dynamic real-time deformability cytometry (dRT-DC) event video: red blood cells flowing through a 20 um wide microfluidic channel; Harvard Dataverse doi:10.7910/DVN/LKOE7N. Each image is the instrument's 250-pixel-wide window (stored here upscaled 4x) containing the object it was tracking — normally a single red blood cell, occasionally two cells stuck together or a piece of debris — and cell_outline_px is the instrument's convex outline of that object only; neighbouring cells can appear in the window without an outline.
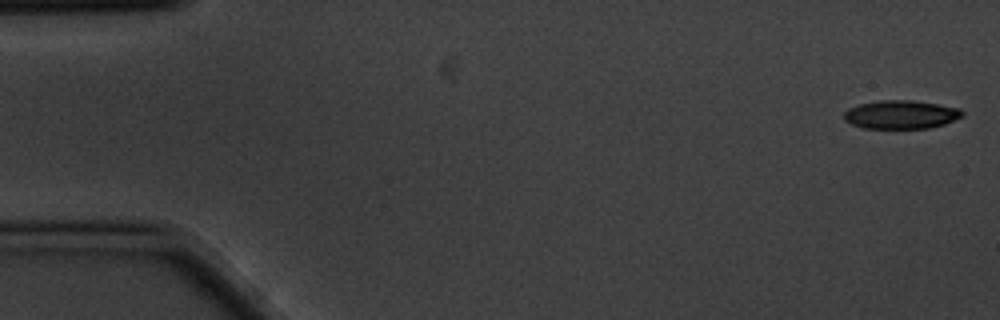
{"species": "common noctule bat (a hibernating species)", "species_latin": "Nyctalus noctula", "temperature_condition": "cold", "stored_images_in_passage": 4, "camera_frame_rate_fps": 3000, "um_per_image_px": 0.085, "animal": {"sex": "male", "body_mass_g": 20.1, "forearm_length_mm": 53.5}, "frame": {"image": 1, "passage_image": 1, "time_ms": 0.0, "image_size_px": [1000, 320], "cell_outline_px": [[964, 116], [944, 124], [928, 128], [864, 128], [852, 124], [844, 120], [844, 112], [848, 108], [860, 104], [880, 100], [912, 100], [960, 108], [964, 112]], "centroid_in_image_um": [76.59, 9.73], "position_along_channel_um": 8.4, "area_um2": 19.59}}